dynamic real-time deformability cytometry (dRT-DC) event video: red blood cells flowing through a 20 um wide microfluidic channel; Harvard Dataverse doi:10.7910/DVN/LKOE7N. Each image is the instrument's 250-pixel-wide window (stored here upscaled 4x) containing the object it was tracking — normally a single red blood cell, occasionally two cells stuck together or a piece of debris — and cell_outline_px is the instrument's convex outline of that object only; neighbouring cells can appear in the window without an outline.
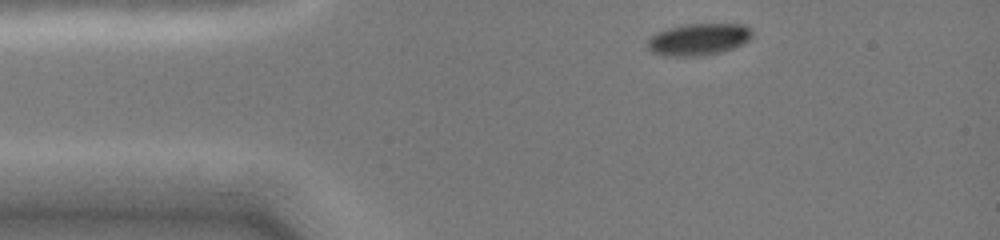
{"species": "common noctule bat (a hibernating species)", "species_latin": "Nyctalus noctula", "temperature_condition": "cold", "stored_images_in_passage": 5, "camera_frame_rate_fps": 3000, "um_per_image_px": 0.085, "animal": {"sex": "female", "body_mass_g": 19.0, "forearm_length_mm": 51.5}, "frame": {"image": 1, "passage_image": 1, "time_ms": 0.0, "image_size_px": [1000, 240], "cell_outline_px": [[752, 36], [748, 40], [732, 48], [720, 52], [700, 56], [664, 56], [652, 52], [648, 48], [648, 40], [652, 36], [668, 28], [692, 24], [740, 24], [748, 28], [752, 32]], "centroid_in_image_um": [59.36, 3.36], "position_along_channel_um": 25.6, "area_um2": 19.02}}
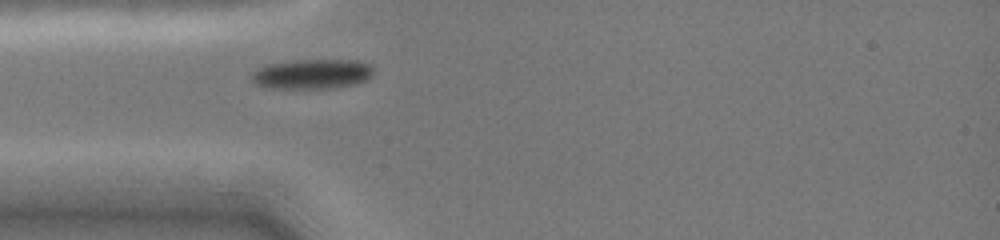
{"frame": {"image": 2, "passage_image": 5, "time_ms": 2.0, "image_size_px": [1000, 240], "cell_outline_px": [[372, 76], [356, 84], [336, 88], [272, 88], [256, 84], [252, 80], [252, 72], [268, 64], [296, 60], [356, 60], [368, 64], [372, 68]], "centroid_in_image_um": [26.54, 6.29], "position_along_channel_um": 58.5, "area_um2": 20.98}}